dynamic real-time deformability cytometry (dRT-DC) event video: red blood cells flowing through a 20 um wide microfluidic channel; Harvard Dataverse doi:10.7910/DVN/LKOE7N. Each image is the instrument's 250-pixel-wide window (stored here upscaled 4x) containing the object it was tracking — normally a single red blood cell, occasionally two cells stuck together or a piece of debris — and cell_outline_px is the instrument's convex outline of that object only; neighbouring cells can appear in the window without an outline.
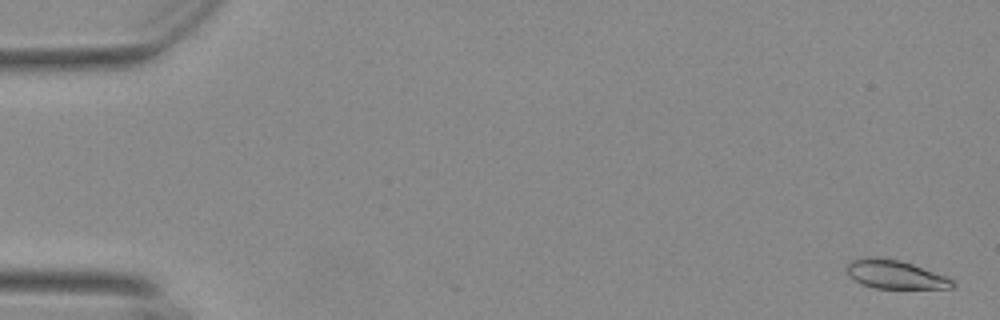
{"species": "Egyptian fruit bat (a non-hibernating species)", "species_latin": "Rousettus aegyptiacus", "temperature_condition": "warm", "stored_images_in_passage": 3, "camera_frame_rate_fps": 3000, "um_per_image_px": 0.085, "animal": {"sex": "female"}, "frame": {"image": 1, "passage_image": 1, "time_ms": 0.0, "image_size_px": [1000, 320], "cell_outline_px": [[956, 284], [952, 288], [876, 288], [864, 284], [856, 280], [848, 272], [848, 264], [852, 260], [864, 256], [880, 256], [900, 260], [948, 276], [956, 280]], "centroid_in_image_um": [76.16, 23.31], "position_along_channel_um": 8.8, "area_um2": 17.63}}